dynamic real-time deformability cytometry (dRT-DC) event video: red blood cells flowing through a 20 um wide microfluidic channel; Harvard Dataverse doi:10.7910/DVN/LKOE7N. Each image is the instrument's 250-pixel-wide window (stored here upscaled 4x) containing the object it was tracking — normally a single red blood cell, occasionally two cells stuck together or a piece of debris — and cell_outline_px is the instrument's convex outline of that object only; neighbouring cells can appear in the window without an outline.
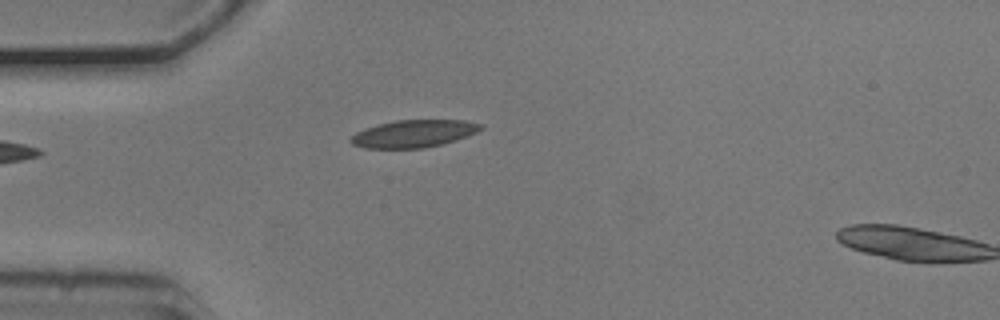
{"species": "common noctule bat (a hibernating species)", "species_latin": "Nyctalus noctula", "temperature_condition": "cold", "stored_images_in_passage": 2, "camera_frame_rate_fps": 3000, "um_per_image_px": 0.085, "animal": {"sex": "male", "body_mass_g": 20.5, "forearm_length_mm": 52.5}, "frame": {"image": 1, "passage_image": 1, "time_ms": 0.0, "image_size_px": [1000, 320], "cell_outline_px": [[484, 128], [468, 136], [444, 144], [424, 148], [364, 148], [352, 144], [348, 140], [356, 132], [364, 128], [396, 120], [464, 120], [484, 124]], "centroid_in_image_um": [35.19, 11.36], "position_along_channel_um": 49.8, "area_um2": 20.92}}